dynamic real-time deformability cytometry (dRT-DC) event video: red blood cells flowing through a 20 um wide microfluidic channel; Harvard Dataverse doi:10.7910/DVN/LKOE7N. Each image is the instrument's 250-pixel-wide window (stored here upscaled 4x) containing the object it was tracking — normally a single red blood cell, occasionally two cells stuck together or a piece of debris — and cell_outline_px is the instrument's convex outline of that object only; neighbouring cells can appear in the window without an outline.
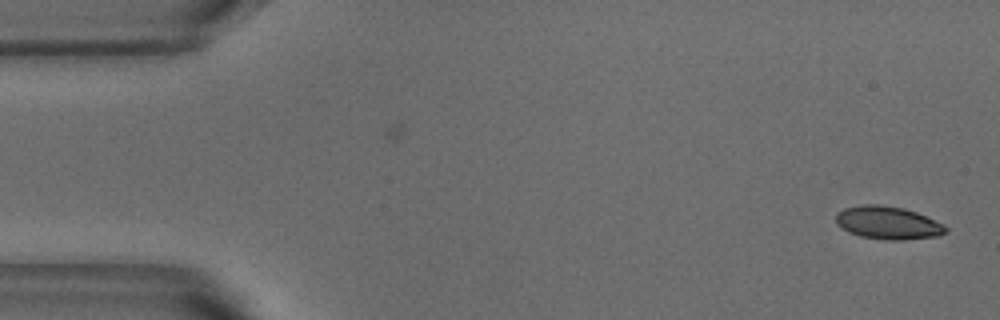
{"species": "common noctule bat (a hibernating species)", "species_latin": "Nyctalus noctula", "temperature_condition": "warm", "stored_images_in_passage": 52, "camera_frame_rate_fps": 3000, "um_per_image_px": 0.085, "animal": {"sex": "male", "body_mass_g": 18.8}, "frame": {"image": 1, "passage_image": 1, "time_ms": 0.0, "image_size_px": [1000, 320], "cell_outline_px": [[948, 232], [940, 236], [904, 240], [884, 240], [860, 236], [848, 232], [836, 224], [836, 212], [844, 208], [860, 204], [880, 204], [904, 208], [916, 212], [944, 224], [948, 228]], "centroid_in_image_um": [75.48, 18.94], "position_along_channel_um": 9.5, "area_um2": 21.44}}
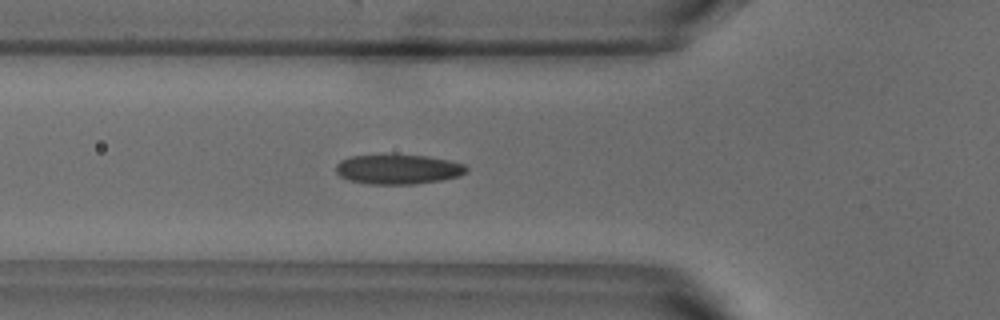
{"frame": {"image": 2, "passage_image": 17, "time_ms": 5.333, "image_size_px": [1000, 320], "cell_outline_px": [[468, 172], [460, 176], [440, 180], [412, 184], [368, 184], [348, 180], [340, 176], [336, 172], [336, 164], [340, 160], [352, 156], [428, 156], [448, 160], [464, 164], [468, 168]], "centroid_in_image_um": [33.85, 14.4], "position_along_channel_um": 92.0, "area_um2": 22.31}}
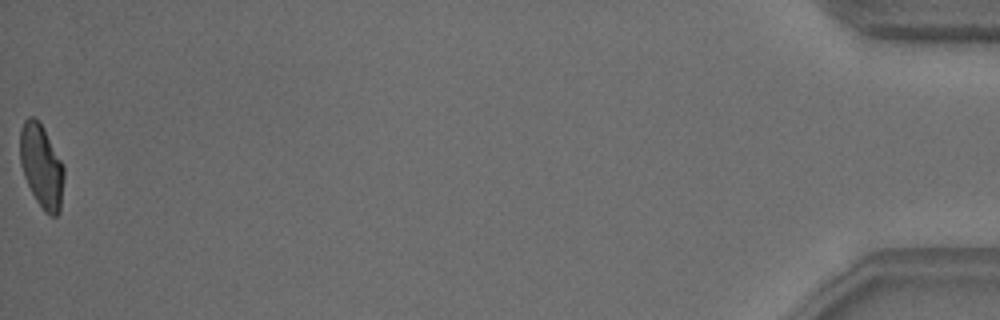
{"frame": {"image": 3, "passage_image": 52, "time_ms": 17.0, "image_size_px": [1000, 320], "cell_outline_px": [[64, 176], [60, 212], [56, 216], [52, 216], [44, 212], [36, 200], [24, 176], [20, 164], [20, 128], [24, 120], [28, 116], [32, 116], [44, 128], [64, 168]], "centroid_in_image_um": [3.52, 14.14], "position_along_channel_um": 431.7, "area_um2": 21.21}, "authors_computed_cell_mechanics": {"area_um2": 21.8484, "velocity_mm_per_s": 3.7844, "shape_relaxation_time_tau1_ms": 3.7502, "shape_relaxation_time_tau2_ms": 1.2157, "deformation_change_tau1": 0.1392, "deformation_change_tau2": 0.0639}}